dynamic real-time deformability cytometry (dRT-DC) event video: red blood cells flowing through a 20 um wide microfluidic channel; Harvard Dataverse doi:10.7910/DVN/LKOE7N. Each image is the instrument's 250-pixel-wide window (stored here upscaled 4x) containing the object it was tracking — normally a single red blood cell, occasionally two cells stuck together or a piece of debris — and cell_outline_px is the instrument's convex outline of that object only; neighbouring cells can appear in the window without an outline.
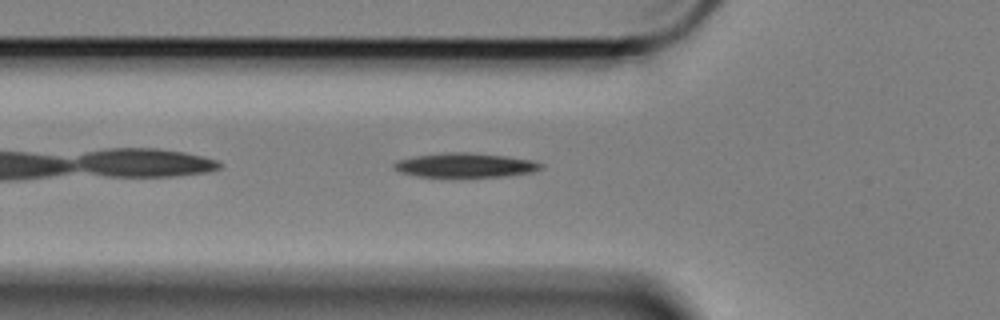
{"species": "Egyptian fruit bat (a non-hibernating species)", "species_latin": "Rousettus aegyptiacus", "temperature_condition": "cold", "stored_images_in_passage": 38, "camera_frame_rate_fps": 3000, "um_per_image_px": 0.085, "animal": {"sex": "female"}, "frame": {"image": 1, "passage_image": 2, "time_ms": 0.333, "image_size_px": [1000, 320], "cell_outline_px": [[544, 168], [532, 172], [508, 176], [416, 176], [400, 172], [392, 168], [392, 164], [400, 160], [416, 156], [444, 152], [468, 152], [504, 156], [532, 160], [540, 164]], "centroid_in_image_um": [39.53, 14.04], "position_along_channel_um": 86.3, "area_um2": 20.52}}
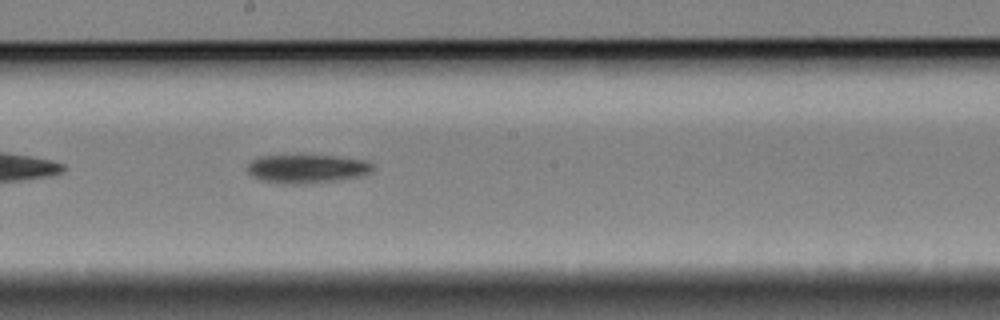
{"frame": {"image": 2, "passage_image": 14, "time_ms": 4.333, "image_size_px": [1000, 320], "cell_outline_px": [[372, 172], [364, 176], [340, 180], [308, 184], [284, 184], [260, 180], [252, 176], [248, 172], [248, 164], [256, 156], [336, 156], [364, 160], [372, 164]], "centroid_in_image_um": [26.1, 14.36], "position_along_channel_um": 222.1, "area_um2": 21.04}}
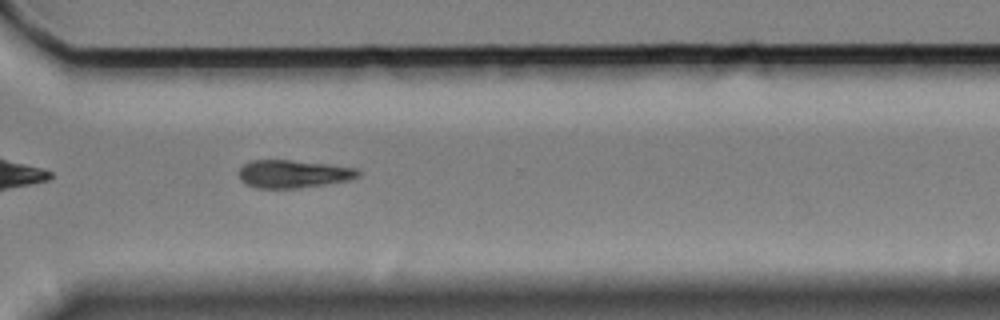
{"frame": {"image": 3, "passage_image": 25, "time_ms": 8.0, "image_size_px": [1000, 320], "cell_outline_px": [[360, 176], [348, 180], [324, 184], [296, 188], [256, 188], [244, 184], [240, 180], [240, 168], [244, 164], [252, 160], [292, 160], [328, 164], [356, 168], [360, 172]], "centroid_in_image_um": [24.91, 14.78], "position_along_channel_um": 345.7, "area_um2": 19.31}}